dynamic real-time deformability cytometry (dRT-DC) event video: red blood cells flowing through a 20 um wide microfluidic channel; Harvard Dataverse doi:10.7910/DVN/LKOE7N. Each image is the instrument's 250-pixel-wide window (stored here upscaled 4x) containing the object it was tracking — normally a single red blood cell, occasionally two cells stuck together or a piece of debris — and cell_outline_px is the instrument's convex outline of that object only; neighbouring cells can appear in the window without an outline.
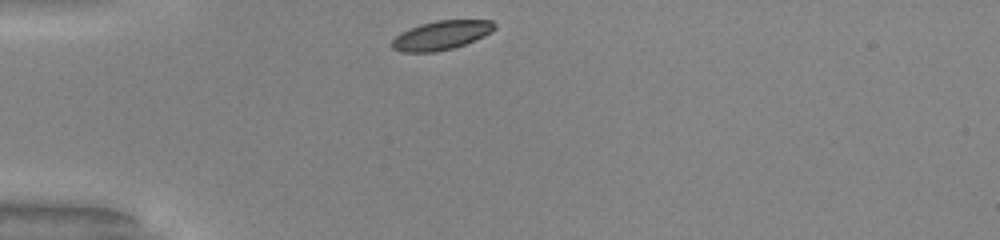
{"species": "common noctule bat (a hibernating species)", "species_latin": "Nyctalus noctula", "temperature_condition": "warm", "stored_images_in_passage": 29, "camera_frame_rate_fps": 3000, "um_per_image_px": 0.085, "animal": {"sex": "male", "body_mass_g": 20.0, "forearm_length_mm": 53.3}, "frame": {"image": 1, "passage_image": 1, "time_ms": 0.0, "image_size_px": [1000, 240], "cell_outline_px": [[496, 28], [492, 32], [484, 36], [464, 44], [452, 48], [436, 52], [400, 52], [392, 48], [392, 40], [400, 32], [420, 24], [436, 20], [492, 20], [496, 24]], "centroid_in_image_um": [37.51, 2.99], "position_along_channel_um": 47.5, "area_um2": 17.4}}
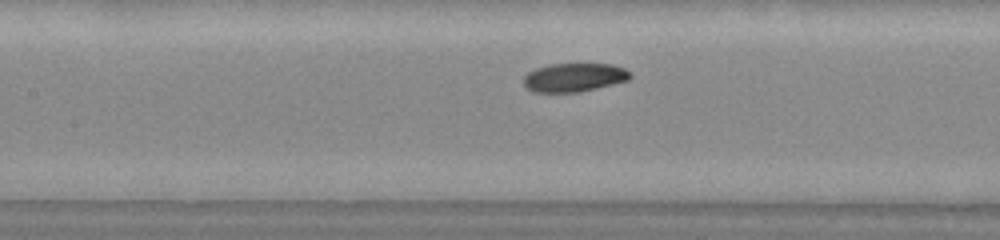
{"frame": {"image": 2, "passage_image": 11, "time_ms": 3.333, "image_size_px": [1000, 240], "cell_outline_px": [[632, 76], [628, 80], [580, 92], [532, 92], [524, 84], [524, 76], [528, 72], [536, 68], [548, 64], [612, 64], [624, 68], [632, 72]], "centroid_in_image_um": [48.81, 6.57], "position_along_channel_um": 158.6, "area_um2": 17.8}}
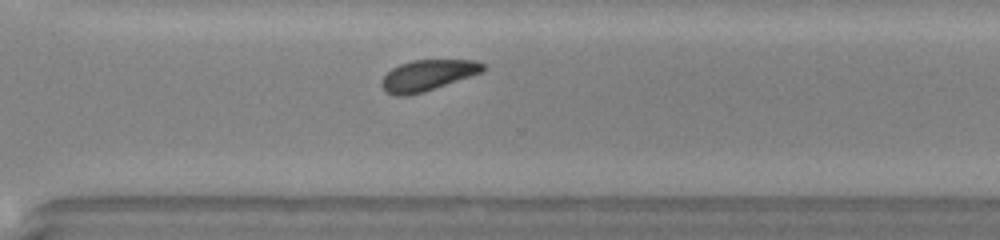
{"frame": {"image": 3, "passage_image": 24, "time_ms": 7.667, "image_size_px": [1000, 240], "cell_outline_px": [[488, 68], [480, 72], [424, 92], [408, 96], [396, 96], [384, 92], [380, 84], [380, 80], [392, 68], [400, 64], [412, 60], [476, 60], [484, 64]], "centroid_in_image_um": [36.29, 6.41], "position_along_channel_um": 334.3, "area_um2": 18.26}}